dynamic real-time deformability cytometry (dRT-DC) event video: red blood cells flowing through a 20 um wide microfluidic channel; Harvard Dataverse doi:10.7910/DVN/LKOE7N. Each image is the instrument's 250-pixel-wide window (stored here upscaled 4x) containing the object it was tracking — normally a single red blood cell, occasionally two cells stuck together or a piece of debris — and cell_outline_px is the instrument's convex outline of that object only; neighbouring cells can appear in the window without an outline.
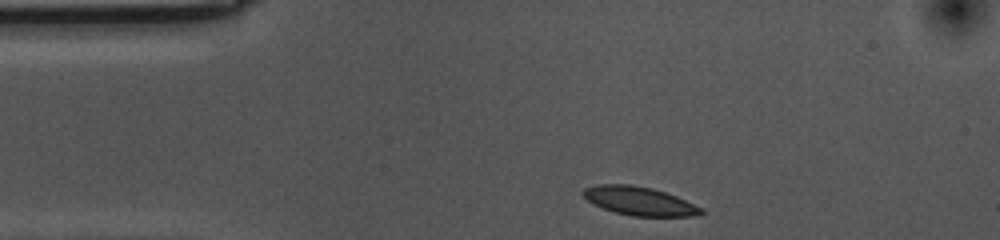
{"species": "common noctule bat (a hibernating species)", "species_latin": "Nyctalus noctula", "temperature_condition": "cold", "stored_images_in_passage": 35, "camera_frame_rate_fps": 3000, "um_per_image_px": 0.085, "animal": {"sex": "female", "body_mass_g": 10.0, "forearm_length_mm": 53.1}, "frame": {"image": 1, "passage_image": 1, "time_ms": 0.0, "image_size_px": [1000, 240], "cell_outline_px": [[704, 212], [692, 216], [632, 216], [616, 212], [604, 208], [588, 200], [580, 192], [584, 188], [596, 184], [632, 184], [652, 188], [676, 196], [704, 208]], "centroid_in_image_um": [54.35, 17.07], "position_along_channel_um": 30.7, "area_um2": 19.54}}
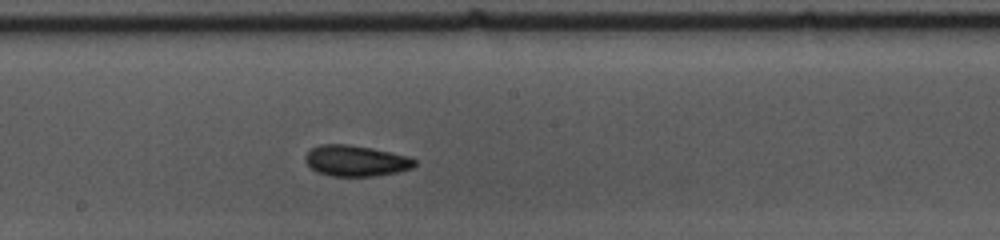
{"frame": {"image": 2, "passage_image": 20, "time_ms": 6.333, "image_size_px": [1000, 240], "cell_outline_px": [[416, 164], [412, 168], [396, 172], [376, 176], [332, 176], [316, 172], [304, 160], [304, 156], [312, 148], [320, 144], [348, 144], [372, 148], [408, 156], [416, 160]], "centroid_in_image_um": [30.24, 13.66], "position_along_channel_um": 218.0, "area_um2": 19.71}}
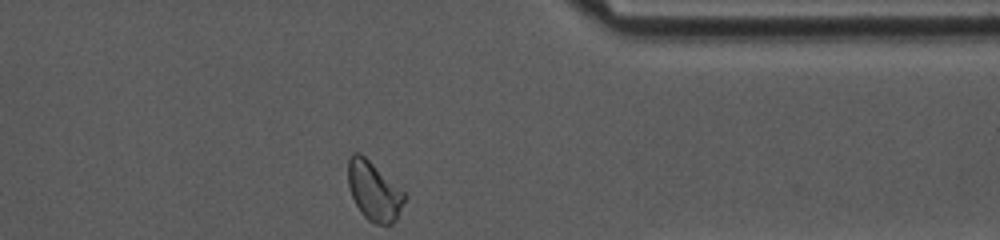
{"frame": {"image": 3, "passage_image": 35, "time_ms": 11.333, "image_size_px": [1000, 240], "cell_outline_px": [[408, 196], [396, 220], [392, 224], [376, 224], [368, 220], [360, 212], [352, 196], [348, 184], [348, 160], [352, 152], [356, 152], [364, 156], [404, 192]], "centroid_in_image_um": [31.79, 16.26], "position_along_channel_um": 379.6, "area_um2": 19.25}, "authors_computed_cell_mechanics": {"area_um2": 19.4786, "velocity_mm_per_s": 3.5111, "shape_relaxation_time_tau1_ms": 3.1665, "shape_relaxation_time_tau2_ms": 3.6636, "deformation_change_tau1": 0.105, "deformation_change_tau2": 0.0708}}